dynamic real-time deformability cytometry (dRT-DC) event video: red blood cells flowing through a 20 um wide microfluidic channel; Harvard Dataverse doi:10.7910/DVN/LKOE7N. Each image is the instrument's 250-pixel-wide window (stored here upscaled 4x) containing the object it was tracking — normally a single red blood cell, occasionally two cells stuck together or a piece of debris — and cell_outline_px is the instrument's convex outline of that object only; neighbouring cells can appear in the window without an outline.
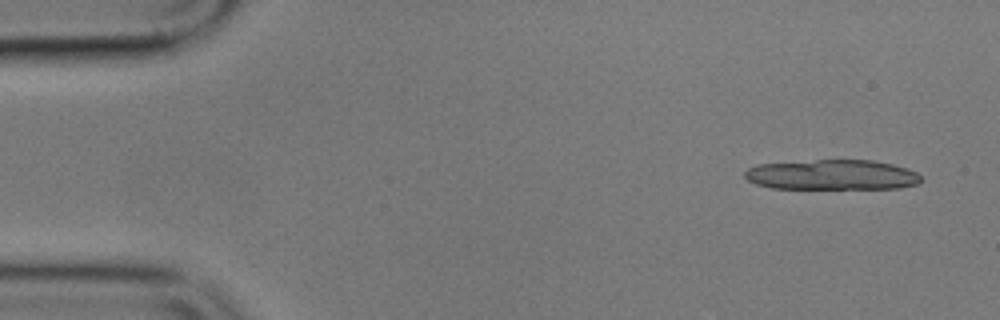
{"species": "common noctule bat (a hibernating species)", "species_latin": "Nyctalus noctula", "temperature_condition": "cold", "stored_images_in_passage": 3, "camera_frame_rate_fps": 3000, "um_per_image_px": 0.085, "animal": {"sex": "male", "body_mass_g": 17.9}, "frame": {"image": 1, "passage_image": 1, "time_ms": 0.0, "image_size_px": [1000, 320], "cell_outline_px": [[920, 184], [900, 188], [772, 188], [756, 184], [748, 180], [744, 176], [744, 172], [748, 168], [756, 164], [816, 160], [872, 160], [892, 164], [916, 172], [920, 176]], "centroid_in_image_um": [70.7, 14.86], "position_along_channel_um": 14.3, "area_um2": 30.87}}